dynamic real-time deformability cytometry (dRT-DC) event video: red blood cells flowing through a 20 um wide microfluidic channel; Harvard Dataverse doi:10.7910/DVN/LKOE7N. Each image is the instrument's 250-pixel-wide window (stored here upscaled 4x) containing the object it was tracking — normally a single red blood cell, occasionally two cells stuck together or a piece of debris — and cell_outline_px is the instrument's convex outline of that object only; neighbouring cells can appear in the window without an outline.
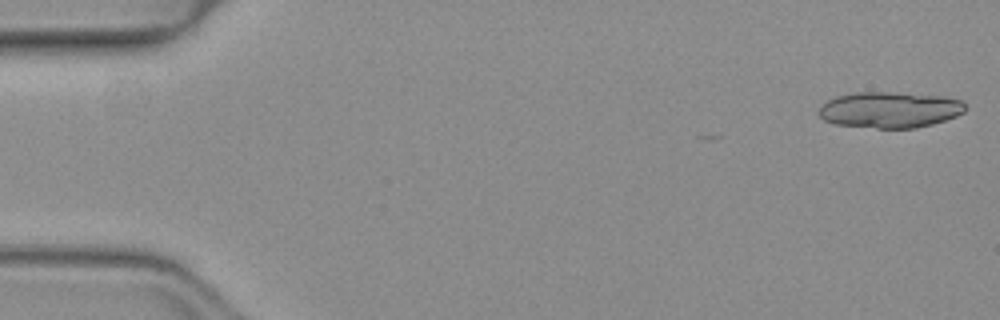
{"species": "common noctule bat (a hibernating species)", "species_latin": "Nyctalus noctula", "temperature_condition": "warm", "stored_images_in_passage": 6, "camera_frame_rate_fps": 3000, "um_per_image_px": 0.085, "animal": {"sex": "female", "body_mass_g": 19.3, "forearm_length_mm": 54.1}, "frame": {"image": 1, "passage_image": 1, "time_ms": 0.0, "image_size_px": [1000, 320], "cell_outline_px": [[968, 108], [964, 112], [956, 116], [932, 124], [916, 128], [876, 128], [836, 124], [824, 120], [816, 112], [820, 104], [836, 96], [848, 92], [892, 92], [944, 96], [964, 100]], "centroid_in_image_um": [75.62, 9.32], "position_along_channel_um": 9.4, "area_um2": 31.27}}